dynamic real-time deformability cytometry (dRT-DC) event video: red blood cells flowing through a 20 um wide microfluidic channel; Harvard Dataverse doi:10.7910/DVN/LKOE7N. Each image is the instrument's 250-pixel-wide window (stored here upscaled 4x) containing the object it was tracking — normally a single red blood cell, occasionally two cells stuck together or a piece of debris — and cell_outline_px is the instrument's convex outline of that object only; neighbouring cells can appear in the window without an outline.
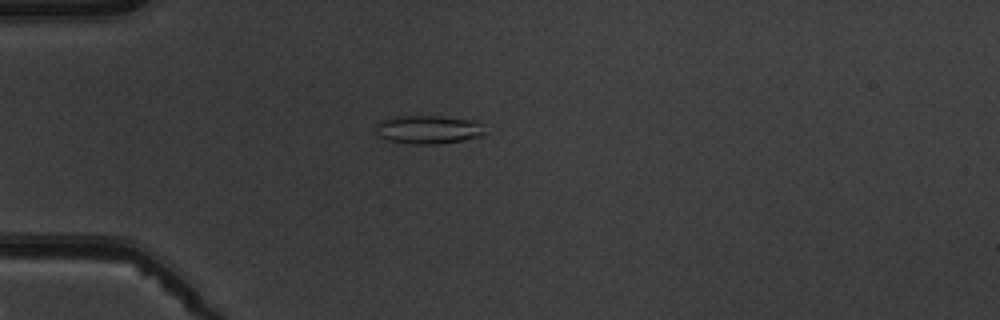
{"species": "common noctule bat (a hibernating species)", "species_latin": "Nyctalus noctula", "temperature_condition": "warm", "stored_images_in_passage": 4, "camera_frame_rate_fps": 3000, "um_per_image_px": 0.085, "animal": {"sex": "male", "body_mass_g": 19.5, "forearm_length_mm": 54.6}, "frame": {"image": 1, "passage_image": 1, "time_ms": 0.0, "image_size_px": [1000, 320], "cell_outline_px": [[484, 136], [464, 140], [436, 144], [416, 144], [388, 140], [380, 136], [376, 132], [376, 124], [380, 120], [392, 116], [440, 116], [472, 120], [480, 124], [484, 132]], "centroid_in_image_um": [36.38, 11.0], "position_along_channel_um": 48.6, "area_um2": 18.03}}
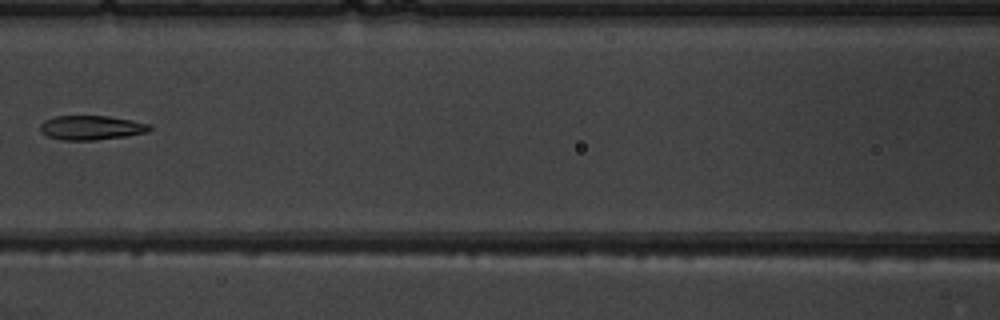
{"frame": {"image": 2, "passage_image": 4, "time_ms": 3.333, "image_size_px": [1000, 320], "cell_outline_px": [[152, 128], [148, 132], [128, 136], [96, 140], [64, 140], [48, 136], [40, 132], [40, 124], [44, 120], [56, 116], [108, 116], [132, 120], [148, 124]], "centroid_in_image_um": [7.76, 10.85], "position_along_channel_um": 158.8, "area_um2": 15.55}}